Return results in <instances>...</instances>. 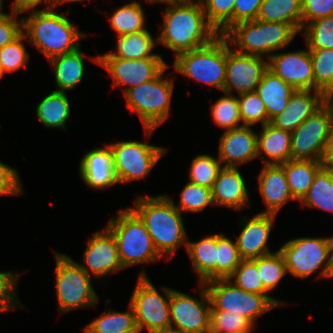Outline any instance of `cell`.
<instances>
[{
  "label": "cell",
  "mask_w": 333,
  "mask_h": 333,
  "mask_svg": "<svg viewBox=\"0 0 333 333\" xmlns=\"http://www.w3.org/2000/svg\"><path fill=\"white\" fill-rule=\"evenodd\" d=\"M62 1L63 0H16L15 4H11V8L19 13H24L35 9L40 3L47 5L45 6V9H50L57 7Z\"/></svg>",
  "instance_id": "obj_53"
},
{
  "label": "cell",
  "mask_w": 333,
  "mask_h": 333,
  "mask_svg": "<svg viewBox=\"0 0 333 333\" xmlns=\"http://www.w3.org/2000/svg\"><path fill=\"white\" fill-rule=\"evenodd\" d=\"M251 126L225 130L219 142V160L223 167H237L258 157L257 133Z\"/></svg>",
  "instance_id": "obj_19"
},
{
  "label": "cell",
  "mask_w": 333,
  "mask_h": 333,
  "mask_svg": "<svg viewBox=\"0 0 333 333\" xmlns=\"http://www.w3.org/2000/svg\"><path fill=\"white\" fill-rule=\"evenodd\" d=\"M215 205L211 188L187 182L180 193L179 205L175 207L182 213L203 211L207 206Z\"/></svg>",
  "instance_id": "obj_44"
},
{
  "label": "cell",
  "mask_w": 333,
  "mask_h": 333,
  "mask_svg": "<svg viewBox=\"0 0 333 333\" xmlns=\"http://www.w3.org/2000/svg\"><path fill=\"white\" fill-rule=\"evenodd\" d=\"M199 283L216 279L217 234L197 242H187L186 248Z\"/></svg>",
  "instance_id": "obj_29"
},
{
  "label": "cell",
  "mask_w": 333,
  "mask_h": 333,
  "mask_svg": "<svg viewBox=\"0 0 333 333\" xmlns=\"http://www.w3.org/2000/svg\"><path fill=\"white\" fill-rule=\"evenodd\" d=\"M281 165L293 199L301 201L313 183L315 175L324 166V162L291 159Z\"/></svg>",
  "instance_id": "obj_30"
},
{
  "label": "cell",
  "mask_w": 333,
  "mask_h": 333,
  "mask_svg": "<svg viewBox=\"0 0 333 333\" xmlns=\"http://www.w3.org/2000/svg\"><path fill=\"white\" fill-rule=\"evenodd\" d=\"M275 217L258 213L240 222L245 225L235 241L241 259L251 260L272 253L267 244Z\"/></svg>",
  "instance_id": "obj_20"
},
{
  "label": "cell",
  "mask_w": 333,
  "mask_h": 333,
  "mask_svg": "<svg viewBox=\"0 0 333 333\" xmlns=\"http://www.w3.org/2000/svg\"><path fill=\"white\" fill-rule=\"evenodd\" d=\"M3 75H4V72H3L2 68H1V64H0V79L3 77Z\"/></svg>",
  "instance_id": "obj_62"
},
{
  "label": "cell",
  "mask_w": 333,
  "mask_h": 333,
  "mask_svg": "<svg viewBox=\"0 0 333 333\" xmlns=\"http://www.w3.org/2000/svg\"><path fill=\"white\" fill-rule=\"evenodd\" d=\"M237 98L243 125L254 126L260 122L263 126L268 123L266 107L255 91L240 94Z\"/></svg>",
  "instance_id": "obj_46"
},
{
  "label": "cell",
  "mask_w": 333,
  "mask_h": 333,
  "mask_svg": "<svg viewBox=\"0 0 333 333\" xmlns=\"http://www.w3.org/2000/svg\"><path fill=\"white\" fill-rule=\"evenodd\" d=\"M300 202L303 206L333 213V175L325 165L317 172L313 183Z\"/></svg>",
  "instance_id": "obj_34"
},
{
  "label": "cell",
  "mask_w": 333,
  "mask_h": 333,
  "mask_svg": "<svg viewBox=\"0 0 333 333\" xmlns=\"http://www.w3.org/2000/svg\"><path fill=\"white\" fill-rule=\"evenodd\" d=\"M80 1H84V0H63L62 3H66V2H80Z\"/></svg>",
  "instance_id": "obj_60"
},
{
  "label": "cell",
  "mask_w": 333,
  "mask_h": 333,
  "mask_svg": "<svg viewBox=\"0 0 333 333\" xmlns=\"http://www.w3.org/2000/svg\"><path fill=\"white\" fill-rule=\"evenodd\" d=\"M211 301V311H228L241 314L254 326L256 318L284 305L283 301L236 287L228 279H213L204 282Z\"/></svg>",
  "instance_id": "obj_8"
},
{
  "label": "cell",
  "mask_w": 333,
  "mask_h": 333,
  "mask_svg": "<svg viewBox=\"0 0 333 333\" xmlns=\"http://www.w3.org/2000/svg\"><path fill=\"white\" fill-rule=\"evenodd\" d=\"M200 286V299L171 289V327L183 333H209L211 301L204 283Z\"/></svg>",
  "instance_id": "obj_14"
},
{
  "label": "cell",
  "mask_w": 333,
  "mask_h": 333,
  "mask_svg": "<svg viewBox=\"0 0 333 333\" xmlns=\"http://www.w3.org/2000/svg\"><path fill=\"white\" fill-rule=\"evenodd\" d=\"M257 177L259 182L257 190L267 205V209L260 213L277 215L285 204L294 200L281 164L263 165Z\"/></svg>",
  "instance_id": "obj_23"
},
{
  "label": "cell",
  "mask_w": 333,
  "mask_h": 333,
  "mask_svg": "<svg viewBox=\"0 0 333 333\" xmlns=\"http://www.w3.org/2000/svg\"><path fill=\"white\" fill-rule=\"evenodd\" d=\"M323 161H333V125L330 131V136L327 144V149Z\"/></svg>",
  "instance_id": "obj_54"
},
{
  "label": "cell",
  "mask_w": 333,
  "mask_h": 333,
  "mask_svg": "<svg viewBox=\"0 0 333 333\" xmlns=\"http://www.w3.org/2000/svg\"><path fill=\"white\" fill-rule=\"evenodd\" d=\"M151 333H183V332H181L179 329H176L174 327H168V328H163V329L153 331Z\"/></svg>",
  "instance_id": "obj_57"
},
{
  "label": "cell",
  "mask_w": 333,
  "mask_h": 333,
  "mask_svg": "<svg viewBox=\"0 0 333 333\" xmlns=\"http://www.w3.org/2000/svg\"><path fill=\"white\" fill-rule=\"evenodd\" d=\"M328 264H329V276L333 277V236L328 237Z\"/></svg>",
  "instance_id": "obj_55"
},
{
  "label": "cell",
  "mask_w": 333,
  "mask_h": 333,
  "mask_svg": "<svg viewBox=\"0 0 333 333\" xmlns=\"http://www.w3.org/2000/svg\"><path fill=\"white\" fill-rule=\"evenodd\" d=\"M287 273L305 279L320 269V278H330L328 264V237L294 238L279 248Z\"/></svg>",
  "instance_id": "obj_12"
},
{
  "label": "cell",
  "mask_w": 333,
  "mask_h": 333,
  "mask_svg": "<svg viewBox=\"0 0 333 333\" xmlns=\"http://www.w3.org/2000/svg\"><path fill=\"white\" fill-rule=\"evenodd\" d=\"M2 3H3V0H0ZM16 3V0H14V2L12 4H15Z\"/></svg>",
  "instance_id": "obj_63"
},
{
  "label": "cell",
  "mask_w": 333,
  "mask_h": 333,
  "mask_svg": "<svg viewBox=\"0 0 333 333\" xmlns=\"http://www.w3.org/2000/svg\"><path fill=\"white\" fill-rule=\"evenodd\" d=\"M267 69V58L236 52L229 47L227 40L226 75L223 92L232 94L233 89H235L240 95L255 91Z\"/></svg>",
  "instance_id": "obj_16"
},
{
  "label": "cell",
  "mask_w": 333,
  "mask_h": 333,
  "mask_svg": "<svg viewBox=\"0 0 333 333\" xmlns=\"http://www.w3.org/2000/svg\"><path fill=\"white\" fill-rule=\"evenodd\" d=\"M258 156L266 164H283L291 160V132L275 128L270 123L262 126V131L257 134ZM267 155L266 159L262 153Z\"/></svg>",
  "instance_id": "obj_25"
},
{
  "label": "cell",
  "mask_w": 333,
  "mask_h": 333,
  "mask_svg": "<svg viewBox=\"0 0 333 333\" xmlns=\"http://www.w3.org/2000/svg\"><path fill=\"white\" fill-rule=\"evenodd\" d=\"M313 63L314 90L324 95L333 87V49H309Z\"/></svg>",
  "instance_id": "obj_36"
},
{
  "label": "cell",
  "mask_w": 333,
  "mask_h": 333,
  "mask_svg": "<svg viewBox=\"0 0 333 333\" xmlns=\"http://www.w3.org/2000/svg\"><path fill=\"white\" fill-rule=\"evenodd\" d=\"M19 274L10 272H0V313L15 310L19 304L16 298V286Z\"/></svg>",
  "instance_id": "obj_48"
},
{
  "label": "cell",
  "mask_w": 333,
  "mask_h": 333,
  "mask_svg": "<svg viewBox=\"0 0 333 333\" xmlns=\"http://www.w3.org/2000/svg\"><path fill=\"white\" fill-rule=\"evenodd\" d=\"M36 117L48 128L66 129L70 104L66 92L53 90L36 107Z\"/></svg>",
  "instance_id": "obj_32"
},
{
  "label": "cell",
  "mask_w": 333,
  "mask_h": 333,
  "mask_svg": "<svg viewBox=\"0 0 333 333\" xmlns=\"http://www.w3.org/2000/svg\"><path fill=\"white\" fill-rule=\"evenodd\" d=\"M31 12L29 16L22 17L23 33L48 60L78 49L82 37L87 36L55 8H36Z\"/></svg>",
  "instance_id": "obj_3"
},
{
  "label": "cell",
  "mask_w": 333,
  "mask_h": 333,
  "mask_svg": "<svg viewBox=\"0 0 333 333\" xmlns=\"http://www.w3.org/2000/svg\"><path fill=\"white\" fill-rule=\"evenodd\" d=\"M3 13V3L0 1V15Z\"/></svg>",
  "instance_id": "obj_61"
},
{
  "label": "cell",
  "mask_w": 333,
  "mask_h": 333,
  "mask_svg": "<svg viewBox=\"0 0 333 333\" xmlns=\"http://www.w3.org/2000/svg\"><path fill=\"white\" fill-rule=\"evenodd\" d=\"M298 33L291 24L255 19L235 24L223 36L236 52L269 59L274 51L288 47Z\"/></svg>",
  "instance_id": "obj_4"
},
{
  "label": "cell",
  "mask_w": 333,
  "mask_h": 333,
  "mask_svg": "<svg viewBox=\"0 0 333 333\" xmlns=\"http://www.w3.org/2000/svg\"><path fill=\"white\" fill-rule=\"evenodd\" d=\"M146 16L140 2L132 1L123 5L110 16V26L117 35H130L145 28Z\"/></svg>",
  "instance_id": "obj_35"
},
{
  "label": "cell",
  "mask_w": 333,
  "mask_h": 333,
  "mask_svg": "<svg viewBox=\"0 0 333 333\" xmlns=\"http://www.w3.org/2000/svg\"><path fill=\"white\" fill-rule=\"evenodd\" d=\"M236 241L217 234L216 279H228L241 262Z\"/></svg>",
  "instance_id": "obj_38"
},
{
  "label": "cell",
  "mask_w": 333,
  "mask_h": 333,
  "mask_svg": "<svg viewBox=\"0 0 333 333\" xmlns=\"http://www.w3.org/2000/svg\"><path fill=\"white\" fill-rule=\"evenodd\" d=\"M254 325L241 314L210 311L209 333H251Z\"/></svg>",
  "instance_id": "obj_45"
},
{
  "label": "cell",
  "mask_w": 333,
  "mask_h": 333,
  "mask_svg": "<svg viewBox=\"0 0 333 333\" xmlns=\"http://www.w3.org/2000/svg\"><path fill=\"white\" fill-rule=\"evenodd\" d=\"M194 1L169 4L163 13V27L156 38L157 43L171 49L175 56L204 47L219 36L207 21L201 1Z\"/></svg>",
  "instance_id": "obj_1"
},
{
  "label": "cell",
  "mask_w": 333,
  "mask_h": 333,
  "mask_svg": "<svg viewBox=\"0 0 333 333\" xmlns=\"http://www.w3.org/2000/svg\"><path fill=\"white\" fill-rule=\"evenodd\" d=\"M157 39H153L149 30H143L130 35H117L116 53L110 51L98 55V58H121L128 60L144 58H162L159 54L151 53L156 46Z\"/></svg>",
  "instance_id": "obj_27"
},
{
  "label": "cell",
  "mask_w": 333,
  "mask_h": 333,
  "mask_svg": "<svg viewBox=\"0 0 333 333\" xmlns=\"http://www.w3.org/2000/svg\"><path fill=\"white\" fill-rule=\"evenodd\" d=\"M227 39L216 37L210 44L175 56L173 72L201 81L224 91Z\"/></svg>",
  "instance_id": "obj_7"
},
{
  "label": "cell",
  "mask_w": 333,
  "mask_h": 333,
  "mask_svg": "<svg viewBox=\"0 0 333 333\" xmlns=\"http://www.w3.org/2000/svg\"><path fill=\"white\" fill-rule=\"evenodd\" d=\"M149 1L150 3H165L167 5L169 4H176V3H183V2H188L191 0H146Z\"/></svg>",
  "instance_id": "obj_56"
},
{
  "label": "cell",
  "mask_w": 333,
  "mask_h": 333,
  "mask_svg": "<svg viewBox=\"0 0 333 333\" xmlns=\"http://www.w3.org/2000/svg\"><path fill=\"white\" fill-rule=\"evenodd\" d=\"M263 0H235L233 8V26L244 21L257 19Z\"/></svg>",
  "instance_id": "obj_52"
},
{
  "label": "cell",
  "mask_w": 333,
  "mask_h": 333,
  "mask_svg": "<svg viewBox=\"0 0 333 333\" xmlns=\"http://www.w3.org/2000/svg\"><path fill=\"white\" fill-rule=\"evenodd\" d=\"M165 70L151 81L128 89L123 94L130 112H136L140 117L146 136L169 117L174 82L165 78Z\"/></svg>",
  "instance_id": "obj_6"
},
{
  "label": "cell",
  "mask_w": 333,
  "mask_h": 333,
  "mask_svg": "<svg viewBox=\"0 0 333 333\" xmlns=\"http://www.w3.org/2000/svg\"><path fill=\"white\" fill-rule=\"evenodd\" d=\"M302 31L308 49H333V15L308 22Z\"/></svg>",
  "instance_id": "obj_41"
},
{
  "label": "cell",
  "mask_w": 333,
  "mask_h": 333,
  "mask_svg": "<svg viewBox=\"0 0 333 333\" xmlns=\"http://www.w3.org/2000/svg\"><path fill=\"white\" fill-rule=\"evenodd\" d=\"M228 280L247 292L269 296L268 291L263 287L257 264L253 259H242Z\"/></svg>",
  "instance_id": "obj_43"
},
{
  "label": "cell",
  "mask_w": 333,
  "mask_h": 333,
  "mask_svg": "<svg viewBox=\"0 0 333 333\" xmlns=\"http://www.w3.org/2000/svg\"><path fill=\"white\" fill-rule=\"evenodd\" d=\"M79 171L83 182L93 189H104L119 183L109 144L85 153L81 158Z\"/></svg>",
  "instance_id": "obj_22"
},
{
  "label": "cell",
  "mask_w": 333,
  "mask_h": 333,
  "mask_svg": "<svg viewBox=\"0 0 333 333\" xmlns=\"http://www.w3.org/2000/svg\"><path fill=\"white\" fill-rule=\"evenodd\" d=\"M295 91L291 85L284 82L269 68L264 72L255 92L260 96L266 107L268 123L277 114L282 113L287 107L290 96Z\"/></svg>",
  "instance_id": "obj_26"
},
{
  "label": "cell",
  "mask_w": 333,
  "mask_h": 333,
  "mask_svg": "<svg viewBox=\"0 0 333 333\" xmlns=\"http://www.w3.org/2000/svg\"><path fill=\"white\" fill-rule=\"evenodd\" d=\"M333 15V0H302V28L315 19Z\"/></svg>",
  "instance_id": "obj_50"
},
{
  "label": "cell",
  "mask_w": 333,
  "mask_h": 333,
  "mask_svg": "<svg viewBox=\"0 0 333 333\" xmlns=\"http://www.w3.org/2000/svg\"><path fill=\"white\" fill-rule=\"evenodd\" d=\"M324 165L327 167V169L332 173L333 175V161H323Z\"/></svg>",
  "instance_id": "obj_59"
},
{
  "label": "cell",
  "mask_w": 333,
  "mask_h": 333,
  "mask_svg": "<svg viewBox=\"0 0 333 333\" xmlns=\"http://www.w3.org/2000/svg\"><path fill=\"white\" fill-rule=\"evenodd\" d=\"M83 260L86 265L77 264L89 276L92 273L91 275L97 278L124 269L119 259L116 239L107 227L103 232L97 231L91 237L84 250Z\"/></svg>",
  "instance_id": "obj_17"
},
{
  "label": "cell",
  "mask_w": 333,
  "mask_h": 333,
  "mask_svg": "<svg viewBox=\"0 0 333 333\" xmlns=\"http://www.w3.org/2000/svg\"><path fill=\"white\" fill-rule=\"evenodd\" d=\"M257 20L291 24L302 30V0H263Z\"/></svg>",
  "instance_id": "obj_31"
},
{
  "label": "cell",
  "mask_w": 333,
  "mask_h": 333,
  "mask_svg": "<svg viewBox=\"0 0 333 333\" xmlns=\"http://www.w3.org/2000/svg\"><path fill=\"white\" fill-rule=\"evenodd\" d=\"M165 296L161 295L147 278L145 271L138 275L137 284L133 290L129 305L132 307L137 328H144L149 333L171 327L170 296L171 288L162 287Z\"/></svg>",
  "instance_id": "obj_10"
},
{
  "label": "cell",
  "mask_w": 333,
  "mask_h": 333,
  "mask_svg": "<svg viewBox=\"0 0 333 333\" xmlns=\"http://www.w3.org/2000/svg\"><path fill=\"white\" fill-rule=\"evenodd\" d=\"M56 293L61 314L95 306L99 301L89 276L69 256L55 252Z\"/></svg>",
  "instance_id": "obj_9"
},
{
  "label": "cell",
  "mask_w": 333,
  "mask_h": 333,
  "mask_svg": "<svg viewBox=\"0 0 333 333\" xmlns=\"http://www.w3.org/2000/svg\"><path fill=\"white\" fill-rule=\"evenodd\" d=\"M22 192L17 170L0 161V196L20 195Z\"/></svg>",
  "instance_id": "obj_51"
},
{
  "label": "cell",
  "mask_w": 333,
  "mask_h": 333,
  "mask_svg": "<svg viewBox=\"0 0 333 333\" xmlns=\"http://www.w3.org/2000/svg\"><path fill=\"white\" fill-rule=\"evenodd\" d=\"M223 165L219 158L207 154L197 155L190 166V182L212 188Z\"/></svg>",
  "instance_id": "obj_42"
},
{
  "label": "cell",
  "mask_w": 333,
  "mask_h": 333,
  "mask_svg": "<svg viewBox=\"0 0 333 333\" xmlns=\"http://www.w3.org/2000/svg\"><path fill=\"white\" fill-rule=\"evenodd\" d=\"M257 264L263 287L270 292L287 274L284 258L281 252L275 251L253 259Z\"/></svg>",
  "instance_id": "obj_37"
},
{
  "label": "cell",
  "mask_w": 333,
  "mask_h": 333,
  "mask_svg": "<svg viewBox=\"0 0 333 333\" xmlns=\"http://www.w3.org/2000/svg\"><path fill=\"white\" fill-rule=\"evenodd\" d=\"M207 21L224 35L233 26V8L235 0H200Z\"/></svg>",
  "instance_id": "obj_40"
},
{
  "label": "cell",
  "mask_w": 333,
  "mask_h": 333,
  "mask_svg": "<svg viewBox=\"0 0 333 333\" xmlns=\"http://www.w3.org/2000/svg\"><path fill=\"white\" fill-rule=\"evenodd\" d=\"M128 312L112 311L102 313L84 328V333H140L132 307Z\"/></svg>",
  "instance_id": "obj_33"
},
{
  "label": "cell",
  "mask_w": 333,
  "mask_h": 333,
  "mask_svg": "<svg viewBox=\"0 0 333 333\" xmlns=\"http://www.w3.org/2000/svg\"><path fill=\"white\" fill-rule=\"evenodd\" d=\"M332 125L333 109L325 103L291 132V159L323 161Z\"/></svg>",
  "instance_id": "obj_11"
},
{
  "label": "cell",
  "mask_w": 333,
  "mask_h": 333,
  "mask_svg": "<svg viewBox=\"0 0 333 333\" xmlns=\"http://www.w3.org/2000/svg\"><path fill=\"white\" fill-rule=\"evenodd\" d=\"M324 104L325 95L321 91L296 90L290 96L287 107L273 117L270 124L275 128L292 132Z\"/></svg>",
  "instance_id": "obj_21"
},
{
  "label": "cell",
  "mask_w": 333,
  "mask_h": 333,
  "mask_svg": "<svg viewBox=\"0 0 333 333\" xmlns=\"http://www.w3.org/2000/svg\"><path fill=\"white\" fill-rule=\"evenodd\" d=\"M325 103L333 109V87L325 95Z\"/></svg>",
  "instance_id": "obj_58"
},
{
  "label": "cell",
  "mask_w": 333,
  "mask_h": 333,
  "mask_svg": "<svg viewBox=\"0 0 333 333\" xmlns=\"http://www.w3.org/2000/svg\"><path fill=\"white\" fill-rule=\"evenodd\" d=\"M132 208L143 220L154 247L165 257L173 254L181 245L187 248L188 237L181 212L171 197L166 195L140 196Z\"/></svg>",
  "instance_id": "obj_2"
},
{
  "label": "cell",
  "mask_w": 333,
  "mask_h": 333,
  "mask_svg": "<svg viewBox=\"0 0 333 333\" xmlns=\"http://www.w3.org/2000/svg\"><path fill=\"white\" fill-rule=\"evenodd\" d=\"M84 54L80 47L72 52L49 59L54 67L56 91L67 92L77 87L85 74Z\"/></svg>",
  "instance_id": "obj_28"
},
{
  "label": "cell",
  "mask_w": 333,
  "mask_h": 333,
  "mask_svg": "<svg viewBox=\"0 0 333 333\" xmlns=\"http://www.w3.org/2000/svg\"><path fill=\"white\" fill-rule=\"evenodd\" d=\"M211 190L215 206L244 210L249 204V192L238 167H222Z\"/></svg>",
  "instance_id": "obj_24"
},
{
  "label": "cell",
  "mask_w": 333,
  "mask_h": 333,
  "mask_svg": "<svg viewBox=\"0 0 333 333\" xmlns=\"http://www.w3.org/2000/svg\"><path fill=\"white\" fill-rule=\"evenodd\" d=\"M106 227L113 233L122 267L158 261L162 256L154 247L148 230L132 208L118 211V215L107 222Z\"/></svg>",
  "instance_id": "obj_5"
},
{
  "label": "cell",
  "mask_w": 333,
  "mask_h": 333,
  "mask_svg": "<svg viewBox=\"0 0 333 333\" xmlns=\"http://www.w3.org/2000/svg\"><path fill=\"white\" fill-rule=\"evenodd\" d=\"M268 68L295 90H314L313 63L309 49L274 53Z\"/></svg>",
  "instance_id": "obj_18"
},
{
  "label": "cell",
  "mask_w": 333,
  "mask_h": 333,
  "mask_svg": "<svg viewBox=\"0 0 333 333\" xmlns=\"http://www.w3.org/2000/svg\"><path fill=\"white\" fill-rule=\"evenodd\" d=\"M114 168L119 183H129L147 177L150 170L167 153L166 148L138 141L110 143Z\"/></svg>",
  "instance_id": "obj_13"
},
{
  "label": "cell",
  "mask_w": 333,
  "mask_h": 333,
  "mask_svg": "<svg viewBox=\"0 0 333 333\" xmlns=\"http://www.w3.org/2000/svg\"><path fill=\"white\" fill-rule=\"evenodd\" d=\"M23 40H27L24 33L13 42L0 48V64L4 73L18 71L29 62V55Z\"/></svg>",
  "instance_id": "obj_47"
},
{
  "label": "cell",
  "mask_w": 333,
  "mask_h": 333,
  "mask_svg": "<svg viewBox=\"0 0 333 333\" xmlns=\"http://www.w3.org/2000/svg\"><path fill=\"white\" fill-rule=\"evenodd\" d=\"M0 15V48L13 42L23 33V18H18L21 13L11 10Z\"/></svg>",
  "instance_id": "obj_49"
},
{
  "label": "cell",
  "mask_w": 333,
  "mask_h": 333,
  "mask_svg": "<svg viewBox=\"0 0 333 333\" xmlns=\"http://www.w3.org/2000/svg\"><path fill=\"white\" fill-rule=\"evenodd\" d=\"M92 61L104 67L113 85L124 86L123 93L128 89L149 82L156 78L169 65L162 58H144L128 60L121 58H92Z\"/></svg>",
  "instance_id": "obj_15"
},
{
  "label": "cell",
  "mask_w": 333,
  "mask_h": 333,
  "mask_svg": "<svg viewBox=\"0 0 333 333\" xmlns=\"http://www.w3.org/2000/svg\"><path fill=\"white\" fill-rule=\"evenodd\" d=\"M226 94L220 97L211 108V116L218 126L230 130L244 126L240 118L239 101L237 96Z\"/></svg>",
  "instance_id": "obj_39"
}]
</instances>
